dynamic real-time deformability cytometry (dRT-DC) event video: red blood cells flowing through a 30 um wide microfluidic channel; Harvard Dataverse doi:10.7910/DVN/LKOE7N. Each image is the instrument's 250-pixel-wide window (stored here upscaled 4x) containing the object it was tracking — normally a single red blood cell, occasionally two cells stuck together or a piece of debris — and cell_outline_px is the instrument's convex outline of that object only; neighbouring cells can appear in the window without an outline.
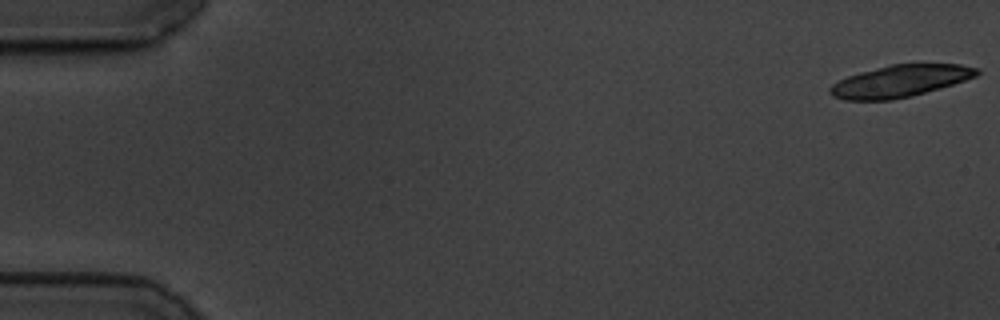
{"species": "common noctule bat (a hibernating species)", "species_latin": "Nyctalus noctula", "temperature_condition": "cold", "stored_images_in_passage": 20, "camera_frame_rate_fps": 3000, "um_per_image_px": 0.085, "animal": {"sex": "male", "body_mass_g": 19.5, "forearm_length_mm": 54.6}, "frame": {"image": 1, "passage_image": 1, "time_ms": 0.0, "image_size_px": [1000, 320], "cell_outline_px": [[980, 72], [976, 76], [940, 88], [912, 96], [892, 100], [844, 100], [832, 96], [828, 92], [828, 88], [832, 84], [848, 76], [860, 72], [892, 64], [960, 64], [980, 68]], "centroid_in_image_um": [76.49, 6.9], "position_along_channel_um": 8.5, "area_um2": 27.28}}